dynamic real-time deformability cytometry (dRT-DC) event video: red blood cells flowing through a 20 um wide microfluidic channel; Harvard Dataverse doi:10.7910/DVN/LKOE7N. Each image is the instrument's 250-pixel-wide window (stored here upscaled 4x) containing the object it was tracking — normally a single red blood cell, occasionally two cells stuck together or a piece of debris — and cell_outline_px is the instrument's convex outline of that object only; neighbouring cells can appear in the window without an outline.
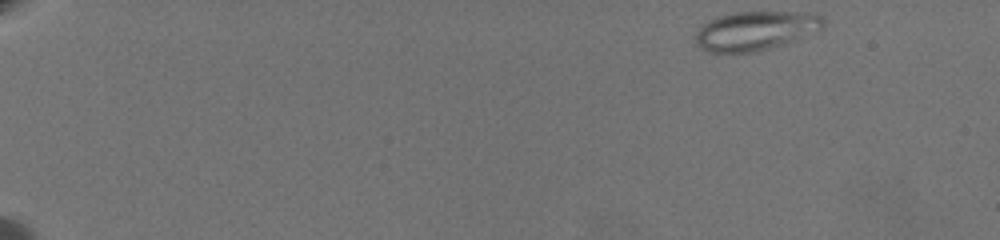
{"species": "common noctule bat (a hibernating species)", "species_latin": "Nyctalus noctula", "temperature_condition": "warm", "stored_images_in_passage": 11, "camera_frame_rate_fps": 3000, "um_per_image_px": 0.085, "animal": {"sex": "female", "body_mass_g": 19.5, "forearm_length_mm": 54.1}, "frame": {"image": 1, "passage_image": 1, "time_ms": 0.0, "image_size_px": [1000, 240], "cell_outline_px": [[824, 24], [820, 28], [796, 40], [768, 48], [752, 52], [708, 52], [700, 48], [696, 44], [696, 32], [708, 20], [732, 12], [816, 12], [824, 20]], "centroid_in_image_um": [64.2, 2.6], "position_along_channel_um": 20.8, "area_um2": 28.84}}